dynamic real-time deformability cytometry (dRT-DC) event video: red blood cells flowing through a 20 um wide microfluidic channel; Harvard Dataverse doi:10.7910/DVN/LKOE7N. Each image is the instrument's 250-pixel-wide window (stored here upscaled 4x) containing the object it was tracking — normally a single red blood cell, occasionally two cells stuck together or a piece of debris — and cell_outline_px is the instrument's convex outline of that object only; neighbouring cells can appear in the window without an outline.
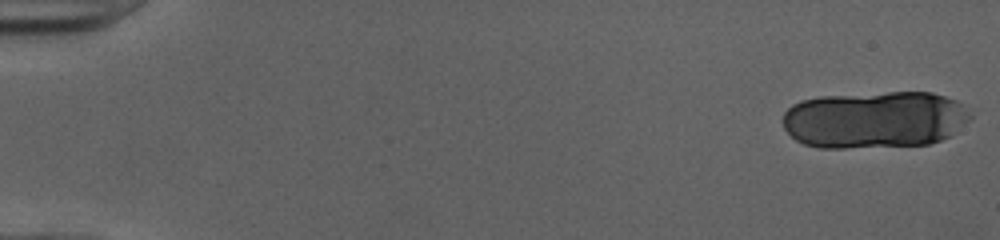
{"species": "human", "species_latin": "Homo sapiens", "temperature_condition": "cold", "stored_images_in_passage": 19, "camera_frame_rate_fps": 3000, "um_per_image_px": 0.085, "donor": {"sex": "female"}, "frame": {"image": 1, "passage_image": 1, "time_ms": 0.0, "image_size_px": [1000, 240], "cell_outline_px": [[972, 120], [952, 136], [928, 144], [844, 148], [820, 148], [804, 144], [796, 140], [784, 128], [784, 112], [792, 104], [800, 100], [820, 96], [888, 92], [932, 92], [956, 100], [972, 116]], "centroid_in_image_um": [74.37, 10.17], "position_along_channel_um": 10.6, "area_um2": 62.89}}